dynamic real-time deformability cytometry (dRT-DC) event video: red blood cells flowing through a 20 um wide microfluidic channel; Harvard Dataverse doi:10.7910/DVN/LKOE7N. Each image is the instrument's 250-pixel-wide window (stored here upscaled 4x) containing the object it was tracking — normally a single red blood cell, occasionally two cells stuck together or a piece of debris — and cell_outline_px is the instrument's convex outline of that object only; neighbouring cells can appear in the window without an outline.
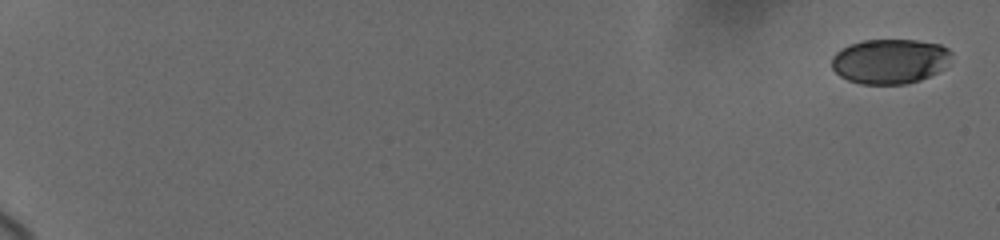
{"species": "human", "species_latin": "Homo sapiens", "temperature_condition": "cold", "stored_images_in_passage": 20, "camera_frame_rate_fps": 3000, "um_per_image_px": 0.085, "donor": {"sex": "female"}, "frame": {"image": 1, "passage_image": 1, "time_ms": 0.0, "image_size_px": [1000, 240], "cell_outline_px": [[952, 52], [944, 68], [920, 80], [904, 84], [860, 84], [848, 80], [840, 76], [832, 68], [832, 56], [840, 48], [848, 44], [864, 40], [916, 40], [940, 44], [948, 48]], "centroid_in_image_um": [75.61, 5.2], "position_along_channel_um": 9.4, "area_um2": 31.33}}
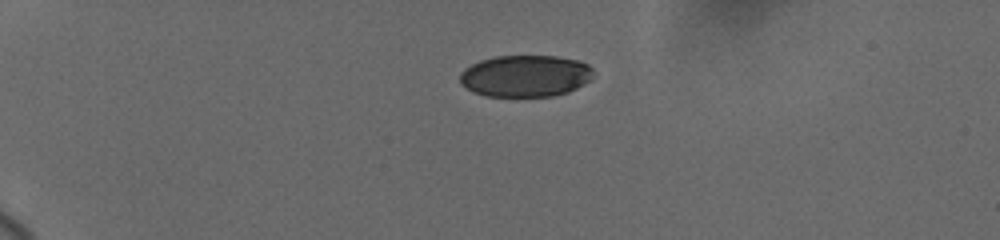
{"frame": {"image": 2, "passage_image": 10, "time_ms": 5.0, "image_size_px": [1000, 240], "cell_outline_px": [[592, 76], [584, 84], [568, 92], [552, 96], [488, 96], [472, 92], [460, 84], [460, 72], [464, 68], [480, 60], [496, 56], [556, 56], [576, 60], [588, 64], [592, 68]], "centroid_in_image_um": [44.62, 6.45], "position_along_channel_um": 40.4, "area_um2": 32.48}}